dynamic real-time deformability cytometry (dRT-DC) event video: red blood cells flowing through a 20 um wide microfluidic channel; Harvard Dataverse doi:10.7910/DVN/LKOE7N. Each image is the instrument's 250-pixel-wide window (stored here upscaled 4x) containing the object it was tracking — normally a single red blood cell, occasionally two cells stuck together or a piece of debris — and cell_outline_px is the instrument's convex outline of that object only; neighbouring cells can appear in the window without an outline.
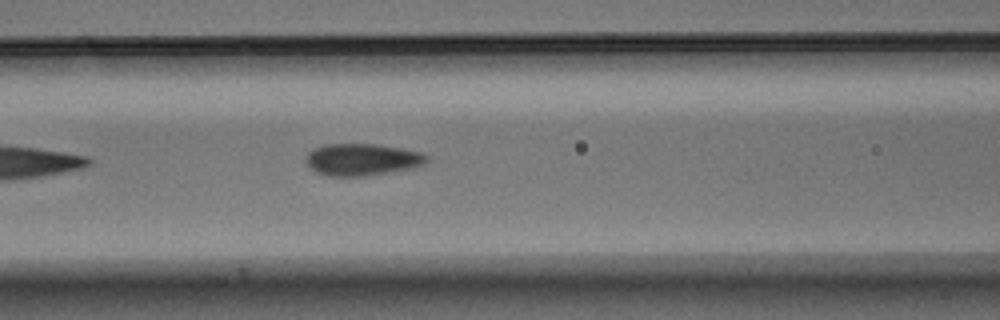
{"species": "Egyptian fruit bat (a non-hibernating species)", "species_latin": "Rousettus aegyptiacus", "temperature_condition": "warm", "stored_images_in_passage": 6, "camera_frame_rate_fps": 3000, "um_per_image_px": 0.085, "animal": {"sex": "male"}, "frame": {"image": 1, "passage_image": 6, "time_ms": 1.667, "image_size_px": [1000, 320], "cell_outline_px": [[428, 160], [424, 164], [412, 168], [364, 176], [324, 176], [316, 172], [308, 164], [308, 152], [312, 148], [324, 144], [376, 144], [400, 148], [420, 152], [428, 156]], "centroid_in_image_um": [30.77, 13.56], "position_along_channel_um": 135.8, "area_um2": 22.37}}